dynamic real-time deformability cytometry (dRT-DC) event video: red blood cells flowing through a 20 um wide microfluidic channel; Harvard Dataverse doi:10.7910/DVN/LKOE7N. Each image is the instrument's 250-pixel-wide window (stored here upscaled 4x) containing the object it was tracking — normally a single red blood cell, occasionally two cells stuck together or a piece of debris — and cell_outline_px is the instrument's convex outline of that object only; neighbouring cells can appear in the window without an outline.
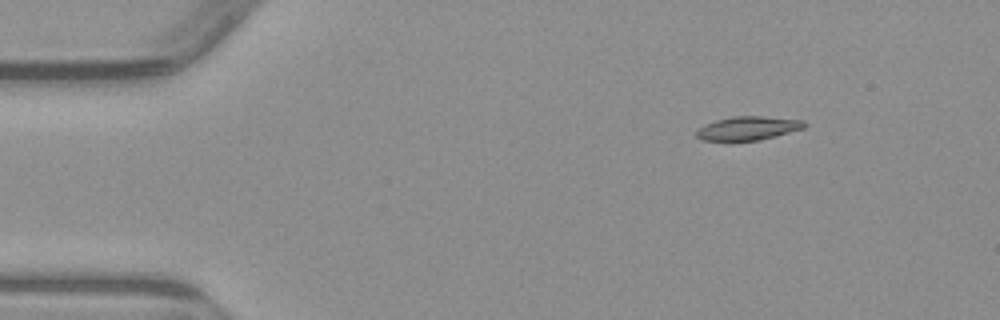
{"species": "common noctule bat (a hibernating species)", "species_latin": "Nyctalus noctula", "temperature_condition": "warm", "stored_images_in_passage": 4, "camera_frame_rate_fps": 3000, "um_per_image_px": 0.085, "animal": {"sex": "male", "body_mass_g": 23.1, "forearm_length_mm": 52.7}, "frame": {"image": 1, "passage_image": 2, "time_ms": 1.333, "image_size_px": [1000, 320], "cell_outline_px": [[808, 124], [804, 128], [776, 136], [760, 140], [732, 144], [704, 140], [696, 136], [696, 132], [704, 124], [716, 120], [732, 116], [764, 116], [804, 120]], "centroid_in_image_um": [63.55, 10.94], "position_along_channel_um": 21.4, "area_um2": 15.66}}
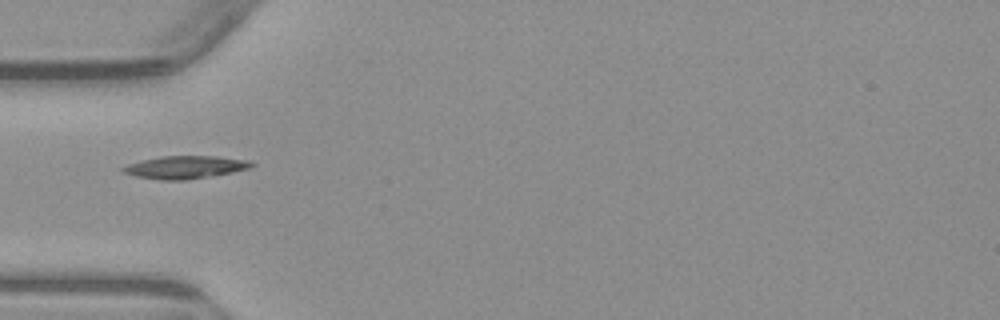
{"frame": {"image": 2, "passage_image": 4, "time_ms": 4.667, "image_size_px": [1000, 320], "cell_outline_px": [[256, 164], [252, 168], [212, 176], [188, 180], [160, 180], [136, 176], [120, 172], [120, 168], [128, 164], [160, 156], [216, 156], [252, 160]], "centroid_in_image_um": [15.78, 14.21], "position_along_channel_um": 69.2, "area_um2": 17.28}}